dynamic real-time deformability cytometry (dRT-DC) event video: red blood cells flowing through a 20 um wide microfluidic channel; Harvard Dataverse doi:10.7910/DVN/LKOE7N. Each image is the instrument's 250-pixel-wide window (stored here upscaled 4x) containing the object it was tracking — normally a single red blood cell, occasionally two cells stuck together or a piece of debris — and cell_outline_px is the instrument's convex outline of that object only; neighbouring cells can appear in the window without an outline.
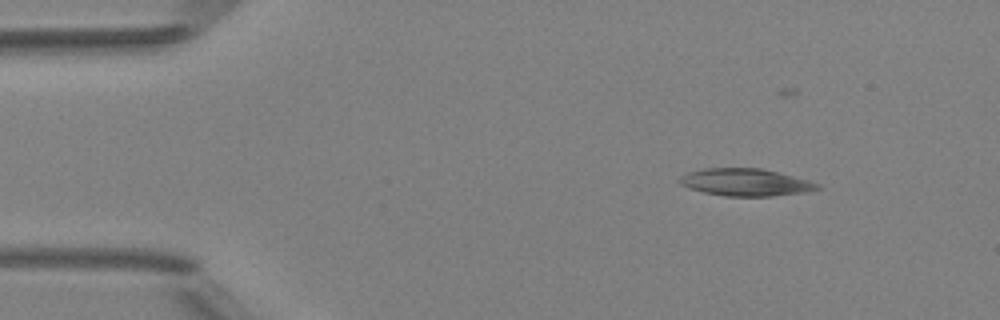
{"species": "Egyptian fruit bat (a non-hibernating species)", "species_latin": "Rousettus aegyptiacus", "temperature_condition": "room temperature", "stored_images_in_passage": 5, "camera_frame_rate_fps": 3000, "um_per_image_px": 0.085, "animal": {"sex": "female"}, "frame": {"image": 1, "passage_image": 1, "time_ms": 0.0, "image_size_px": [1000, 320], "cell_outline_px": [[820, 188], [804, 192], [772, 196], [724, 196], [704, 192], [688, 188], [680, 184], [676, 180], [680, 176], [688, 172], [704, 168], [760, 168], [808, 180], [820, 184]], "centroid_in_image_um": [63.31, 15.49], "position_along_channel_um": 21.7, "area_um2": 21.85}}
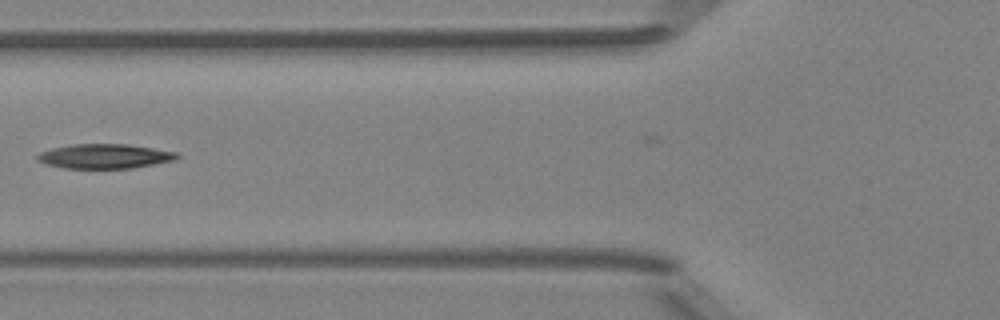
{"frame": {"image": 2, "passage_image": 5, "time_ms": 4.333, "image_size_px": [1000, 320], "cell_outline_px": [[180, 156], [176, 160], [132, 168], [64, 168], [44, 164], [36, 160], [36, 156], [40, 152], [52, 148], [72, 144], [128, 144], [176, 152]], "centroid_in_image_um": [8.87, 13.28], "position_along_channel_um": 116.9, "area_um2": 20.0}}